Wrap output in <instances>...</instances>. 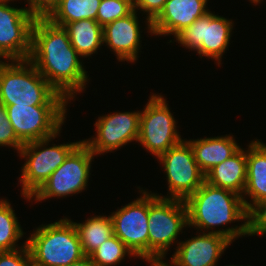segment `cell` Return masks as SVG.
<instances>
[{
    "instance_id": "cell-3",
    "label": "cell",
    "mask_w": 266,
    "mask_h": 266,
    "mask_svg": "<svg viewBox=\"0 0 266 266\" xmlns=\"http://www.w3.org/2000/svg\"><path fill=\"white\" fill-rule=\"evenodd\" d=\"M188 226L198 230H212L215 226L241 221L247 222L248 214L241 195L204 183L185 200Z\"/></svg>"
},
{
    "instance_id": "cell-2",
    "label": "cell",
    "mask_w": 266,
    "mask_h": 266,
    "mask_svg": "<svg viewBox=\"0 0 266 266\" xmlns=\"http://www.w3.org/2000/svg\"><path fill=\"white\" fill-rule=\"evenodd\" d=\"M11 62V63H9ZM0 102L8 105H67L29 60L0 61Z\"/></svg>"
},
{
    "instance_id": "cell-5",
    "label": "cell",
    "mask_w": 266,
    "mask_h": 266,
    "mask_svg": "<svg viewBox=\"0 0 266 266\" xmlns=\"http://www.w3.org/2000/svg\"><path fill=\"white\" fill-rule=\"evenodd\" d=\"M187 225L184 200L149 193L148 261L163 260L172 243Z\"/></svg>"
},
{
    "instance_id": "cell-34",
    "label": "cell",
    "mask_w": 266,
    "mask_h": 266,
    "mask_svg": "<svg viewBox=\"0 0 266 266\" xmlns=\"http://www.w3.org/2000/svg\"><path fill=\"white\" fill-rule=\"evenodd\" d=\"M251 1L252 3H254L255 5H257L259 3V0H249Z\"/></svg>"
},
{
    "instance_id": "cell-18",
    "label": "cell",
    "mask_w": 266,
    "mask_h": 266,
    "mask_svg": "<svg viewBox=\"0 0 266 266\" xmlns=\"http://www.w3.org/2000/svg\"><path fill=\"white\" fill-rule=\"evenodd\" d=\"M247 179L243 201L247 211L257 202L266 199V144L258 139L251 141L246 150ZM248 196L252 201L244 199Z\"/></svg>"
},
{
    "instance_id": "cell-26",
    "label": "cell",
    "mask_w": 266,
    "mask_h": 266,
    "mask_svg": "<svg viewBox=\"0 0 266 266\" xmlns=\"http://www.w3.org/2000/svg\"><path fill=\"white\" fill-rule=\"evenodd\" d=\"M133 11V0H101L96 20L104 27L117 19L126 17Z\"/></svg>"
},
{
    "instance_id": "cell-23",
    "label": "cell",
    "mask_w": 266,
    "mask_h": 266,
    "mask_svg": "<svg viewBox=\"0 0 266 266\" xmlns=\"http://www.w3.org/2000/svg\"><path fill=\"white\" fill-rule=\"evenodd\" d=\"M100 2L101 0H60L47 19L61 27L82 19L96 20Z\"/></svg>"
},
{
    "instance_id": "cell-12",
    "label": "cell",
    "mask_w": 266,
    "mask_h": 266,
    "mask_svg": "<svg viewBox=\"0 0 266 266\" xmlns=\"http://www.w3.org/2000/svg\"><path fill=\"white\" fill-rule=\"evenodd\" d=\"M163 164L168 182L169 196L185 200L205 181V174L200 170L191 145L183 140L158 157Z\"/></svg>"
},
{
    "instance_id": "cell-17",
    "label": "cell",
    "mask_w": 266,
    "mask_h": 266,
    "mask_svg": "<svg viewBox=\"0 0 266 266\" xmlns=\"http://www.w3.org/2000/svg\"><path fill=\"white\" fill-rule=\"evenodd\" d=\"M134 10L126 17L117 19L103 28V43L113 52L118 61L135 62L141 47L140 24Z\"/></svg>"
},
{
    "instance_id": "cell-8",
    "label": "cell",
    "mask_w": 266,
    "mask_h": 266,
    "mask_svg": "<svg viewBox=\"0 0 266 266\" xmlns=\"http://www.w3.org/2000/svg\"><path fill=\"white\" fill-rule=\"evenodd\" d=\"M176 128V120L166 100L160 94H153L140 113L137 142L158 158L184 140Z\"/></svg>"
},
{
    "instance_id": "cell-7",
    "label": "cell",
    "mask_w": 266,
    "mask_h": 266,
    "mask_svg": "<svg viewBox=\"0 0 266 266\" xmlns=\"http://www.w3.org/2000/svg\"><path fill=\"white\" fill-rule=\"evenodd\" d=\"M200 233L186 241H179L171 257L173 266H216L221 254L234 239L248 235V226L247 222H243L234 228Z\"/></svg>"
},
{
    "instance_id": "cell-13",
    "label": "cell",
    "mask_w": 266,
    "mask_h": 266,
    "mask_svg": "<svg viewBox=\"0 0 266 266\" xmlns=\"http://www.w3.org/2000/svg\"><path fill=\"white\" fill-rule=\"evenodd\" d=\"M10 1L0 0V59L28 60L36 17L26 8L11 7Z\"/></svg>"
},
{
    "instance_id": "cell-16",
    "label": "cell",
    "mask_w": 266,
    "mask_h": 266,
    "mask_svg": "<svg viewBox=\"0 0 266 266\" xmlns=\"http://www.w3.org/2000/svg\"><path fill=\"white\" fill-rule=\"evenodd\" d=\"M208 0H167L160 14L151 22L153 35H174L189 27L210 10Z\"/></svg>"
},
{
    "instance_id": "cell-24",
    "label": "cell",
    "mask_w": 266,
    "mask_h": 266,
    "mask_svg": "<svg viewBox=\"0 0 266 266\" xmlns=\"http://www.w3.org/2000/svg\"><path fill=\"white\" fill-rule=\"evenodd\" d=\"M23 235L11 204L6 199H0V251L20 249L16 243Z\"/></svg>"
},
{
    "instance_id": "cell-10",
    "label": "cell",
    "mask_w": 266,
    "mask_h": 266,
    "mask_svg": "<svg viewBox=\"0 0 266 266\" xmlns=\"http://www.w3.org/2000/svg\"><path fill=\"white\" fill-rule=\"evenodd\" d=\"M233 23L232 20L209 11L179 32L175 38L182 46L197 51L201 58H211L220 65L221 57L230 44Z\"/></svg>"
},
{
    "instance_id": "cell-15",
    "label": "cell",
    "mask_w": 266,
    "mask_h": 266,
    "mask_svg": "<svg viewBox=\"0 0 266 266\" xmlns=\"http://www.w3.org/2000/svg\"><path fill=\"white\" fill-rule=\"evenodd\" d=\"M141 111L115 112L98 117L95 122L96 137L82 140L95 156L112 152L127 143L136 141L139 135Z\"/></svg>"
},
{
    "instance_id": "cell-29",
    "label": "cell",
    "mask_w": 266,
    "mask_h": 266,
    "mask_svg": "<svg viewBox=\"0 0 266 266\" xmlns=\"http://www.w3.org/2000/svg\"><path fill=\"white\" fill-rule=\"evenodd\" d=\"M22 246L20 250L0 251V266H29L32 263V257L27 242Z\"/></svg>"
},
{
    "instance_id": "cell-9",
    "label": "cell",
    "mask_w": 266,
    "mask_h": 266,
    "mask_svg": "<svg viewBox=\"0 0 266 266\" xmlns=\"http://www.w3.org/2000/svg\"><path fill=\"white\" fill-rule=\"evenodd\" d=\"M94 157V153L81 142L30 199L38 202L82 192L87 188Z\"/></svg>"
},
{
    "instance_id": "cell-19",
    "label": "cell",
    "mask_w": 266,
    "mask_h": 266,
    "mask_svg": "<svg viewBox=\"0 0 266 266\" xmlns=\"http://www.w3.org/2000/svg\"><path fill=\"white\" fill-rule=\"evenodd\" d=\"M246 179V150L242 148L205 174V181L209 184L233 191L241 196L246 187Z\"/></svg>"
},
{
    "instance_id": "cell-21",
    "label": "cell",
    "mask_w": 266,
    "mask_h": 266,
    "mask_svg": "<svg viewBox=\"0 0 266 266\" xmlns=\"http://www.w3.org/2000/svg\"><path fill=\"white\" fill-rule=\"evenodd\" d=\"M64 29L72 47L80 57H89L103 45V28L93 19H82L65 24Z\"/></svg>"
},
{
    "instance_id": "cell-35",
    "label": "cell",
    "mask_w": 266,
    "mask_h": 266,
    "mask_svg": "<svg viewBox=\"0 0 266 266\" xmlns=\"http://www.w3.org/2000/svg\"><path fill=\"white\" fill-rule=\"evenodd\" d=\"M29 266H38V265H35V264L32 262Z\"/></svg>"
},
{
    "instance_id": "cell-30",
    "label": "cell",
    "mask_w": 266,
    "mask_h": 266,
    "mask_svg": "<svg viewBox=\"0 0 266 266\" xmlns=\"http://www.w3.org/2000/svg\"><path fill=\"white\" fill-rule=\"evenodd\" d=\"M167 0H133L134 10H141L146 14L148 32L153 35L151 22L160 14Z\"/></svg>"
},
{
    "instance_id": "cell-33",
    "label": "cell",
    "mask_w": 266,
    "mask_h": 266,
    "mask_svg": "<svg viewBox=\"0 0 266 266\" xmlns=\"http://www.w3.org/2000/svg\"><path fill=\"white\" fill-rule=\"evenodd\" d=\"M151 266H173L172 264L165 263L163 260H149Z\"/></svg>"
},
{
    "instance_id": "cell-25",
    "label": "cell",
    "mask_w": 266,
    "mask_h": 266,
    "mask_svg": "<svg viewBox=\"0 0 266 266\" xmlns=\"http://www.w3.org/2000/svg\"><path fill=\"white\" fill-rule=\"evenodd\" d=\"M134 256V253L114 234L104 241L91 255V259L97 266H112L121 263L126 256Z\"/></svg>"
},
{
    "instance_id": "cell-4",
    "label": "cell",
    "mask_w": 266,
    "mask_h": 266,
    "mask_svg": "<svg viewBox=\"0 0 266 266\" xmlns=\"http://www.w3.org/2000/svg\"><path fill=\"white\" fill-rule=\"evenodd\" d=\"M26 242L38 266H67L85 256L76 227L67 217L40 225Z\"/></svg>"
},
{
    "instance_id": "cell-6",
    "label": "cell",
    "mask_w": 266,
    "mask_h": 266,
    "mask_svg": "<svg viewBox=\"0 0 266 266\" xmlns=\"http://www.w3.org/2000/svg\"><path fill=\"white\" fill-rule=\"evenodd\" d=\"M60 131L48 138L25 143L20 149L19 156L26 159L19 178L22 185V195L27 201L50 177V175L65 161L68 155L82 142H70L67 144L48 146Z\"/></svg>"
},
{
    "instance_id": "cell-14",
    "label": "cell",
    "mask_w": 266,
    "mask_h": 266,
    "mask_svg": "<svg viewBox=\"0 0 266 266\" xmlns=\"http://www.w3.org/2000/svg\"><path fill=\"white\" fill-rule=\"evenodd\" d=\"M140 198L126 204L110 215L113 234L117 236L136 257L148 261V209L149 192L140 190Z\"/></svg>"
},
{
    "instance_id": "cell-27",
    "label": "cell",
    "mask_w": 266,
    "mask_h": 266,
    "mask_svg": "<svg viewBox=\"0 0 266 266\" xmlns=\"http://www.w3.org/2000/svg\"><path fill=\"white\" fill-rule=\"evenodd\" d=\"M247 214L248 236L266 234V199L255 203Z\"/></svg>"
},
{
    "instance_id": "cell-28",
    "label": "cell",
    "mask_w": 266,
    "mask_h": 266,
    "mask_svg": "<svg viewBox=\"0 0 266 266\" xmlns=\"http://www.w3.org/2000/svg\"><path fill=\"white\" fill-rule=\"evenodd\" d=\"M23 145L8 120L5 105L0 102V146L12 147L19 153Z\"/></svg>"
},
{
    "instance_id": "cell-22",
    "label": "cell",
    "mask_w": 266,
    "mask_h": 266,
    "mask_svg": "<svg viewBox=\"0 0 266 266\" xmlns=\"http://www.w3.org/2000/svg\"><path fill=\"white\" fill-rule=\"evenodd\" d=\"M76 227L85 256H90L104 241L113 235L110 216L97 215L83 223L73 222Z\"/></svg>"
},
{
    "instance_id": "cell-32",
    "label": "cell",
    "mask_w": 266,
    "mask_h": 266,
    "mask_svg": "<svg viewBox=\"0 0 266 266\" xmlns=\"http://www.w3.org/2000/svg\"><path fill=\"white\" fill-rule=\"evenodd\" d=\"M67 266H97V265L93 262V260L91 259L90 256H84L79 261H76L74 263H70Z\"/></svg>"
},
{
    "instance_id": "cell-11",
    "label": "cell",
    "mask_w": 266,
    "mask_h": 266,
    "mask_svg": "<svg viewBox=\"0 0 266 266\" xmlns=\"http://www.w3.org/2000/svg\"><path fill=\"white\" fill-rule=\"evenodd\" d=\"M8 120L17 138L23 143L57 134L66 119L67 105H8Z\"/></svg>"
},
{
    "instance_id": "cell-1",
    "label": "cell",
    "mask_w": 266,
    "mask_h": 266,
    "mask_svg": "<svg viewBox=\"0 0 266 266\" xmlns=\"http://www.w3.org/2000/svg\"><path fill=\"white\" fill-rule=\"evenodd\" d=\"M79 58L64 27L53 24L47 18H36L28 60L68 101L82 92L89 80Z\"/></svg>"
},
{
    "instance_id": "cell-20",
    "label": "cell",
    "mask_w": 266,
    "mask_h": 266,
    "mask_svg": "<svg viewBox=\"0 0 266 266\" xmlns=\"http://www.w3.org/2000/svg\"><path fill=\"white\" fill-rule=\"evenodd\" d=\"M187 142L191 145L194 158L204 174L215 165L230 158L241 148L233 135L205 137Z\"/></svg>"
},
{
    "instance_id": "cell-31",
    "label": "cell",
    "mask_w": 266,
    "mask_h": 266,
    "mask_svg": "<svg viewBox=\"0 0 266 266\" xmlns=\"http://www.w3.org/2000/svg\"><path fill=\"white\" fill-rule=\"evenodd\" d=\"M26 10L36 18H47L58 6L60 0H27Z\"/></svg>"
}]
</instances>
